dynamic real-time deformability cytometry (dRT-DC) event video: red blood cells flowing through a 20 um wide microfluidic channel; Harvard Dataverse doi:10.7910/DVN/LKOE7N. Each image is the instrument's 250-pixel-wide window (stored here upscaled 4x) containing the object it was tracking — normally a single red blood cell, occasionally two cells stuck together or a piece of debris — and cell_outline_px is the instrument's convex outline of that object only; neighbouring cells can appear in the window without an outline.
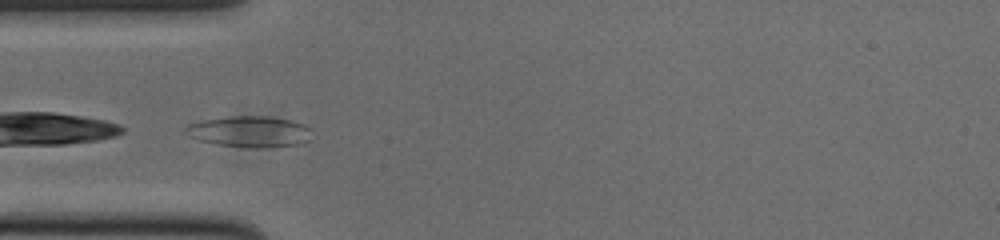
{"species": "common noctule bat (a hibernating species)", "species_latin": "Nyctalus noctula", "temperature_condition": "cold", "stored_images_in_passage": 33, "camera_frame_rate_fps": 3000, "um_per_image_px": 0.085, "animal": {"sex": "male", "body_mass_g": 20.0, "forearm_length_mm": 53.3}, "frame": {"image": 1, "passage_image": 1, "time_ms": 0.0, "image_size_px": [1000, 240], "cell_outline_px": [[308, 140], [300, 144], [260, 148], [216, 144], [200, 140], [188, 136], [184, 128], [188, 124], [204, 120], [228, 116], [264, 116], [292, 120], [304, 124], [308, 128]], "centroid_in_image_um": [21.18, 11.18], "position_along_channel_um": 63.8, "area_um2": 22.54}}
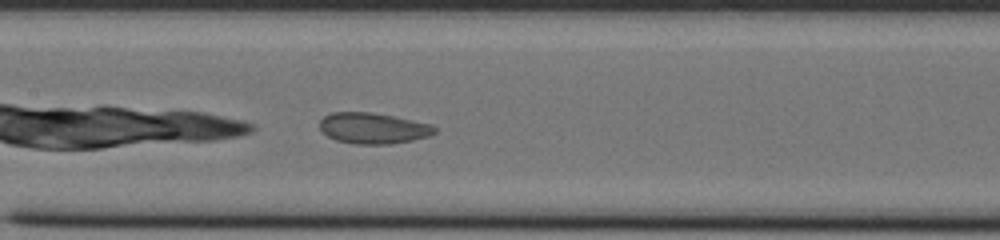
{"frame": {"image": 2, "passage_image": 10, "time_ms": 3.0, "image_size_px": [1000, 240], "cell_outline_px": [[436, 132], [428, 136], [412, 140], [392, 144], [356, 144], [336, 140], [328, 136], [320, 128], [320, 120], [324, 116], [332, 112], [372, 112], [432, 124], [436, 128]], "centroid_in_image_um": [31.72, 10.9], "position_along_channel_um": 175.7, "area_um2": 20.63}}
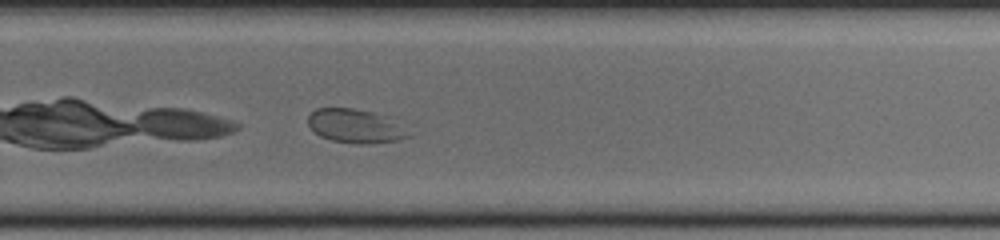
{"frame": {"image": 3, "passage_image": 20, "time_ms": 6.333, "image_size_px": [1000, 240], "cell_outline_px": [[408, 136], [400, 140], [372, 144], [360, 144], [332, 140], [320, 136], [308, 124], [308, 116], [316, 108], [352, 108], [372, 112], [384, 116]], "centroid_in_image_um": [30.08, 10.72], "position_along_channel_um": 299.7, "area_um2": 18.96}}